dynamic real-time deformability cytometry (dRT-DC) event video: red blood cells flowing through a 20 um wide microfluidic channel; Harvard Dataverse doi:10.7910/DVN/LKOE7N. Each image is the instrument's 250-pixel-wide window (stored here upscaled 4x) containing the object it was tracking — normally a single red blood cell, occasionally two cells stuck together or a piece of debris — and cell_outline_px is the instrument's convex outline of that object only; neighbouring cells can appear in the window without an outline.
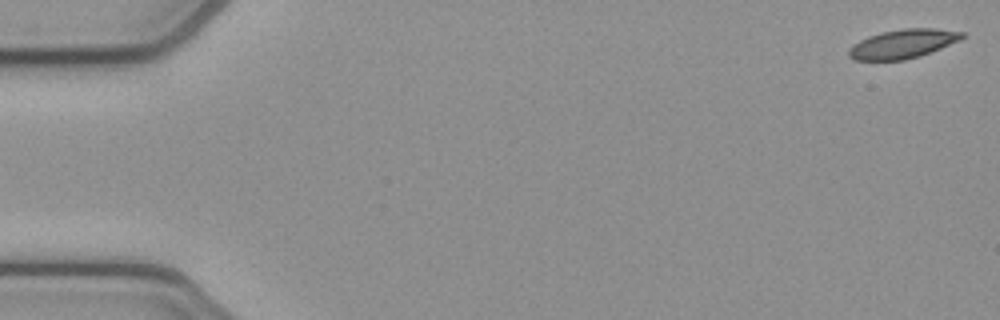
{"species": "common noctule bat (a hibernating species)", "species_latin": "Nyctalus noctula", "temperature_condition": "cold", "stored_images_in_passage": 4, "camera_frame_rate_fps": 3000, "um_per_image_px": 0.085, "animal": {"sex": "female", "body_mass_g": 21.9}, "frame": {"image": 1, "passage_image": 1, "time_ms": 0.0, "image_size_px": [1000, 320], "cell_outline_px": [[964, 36], [960, 40], [920, 56], [904, 60], [852, 60], [848, 56], [848, 48], [860, 40], [868, 36], [880, 32], [904, 28], [936, 28], [964, 32]], "centroid_in_image_um": [76.71, 3.72], "position_along_channel_um": 8.3, "area_um2": 19.19}}
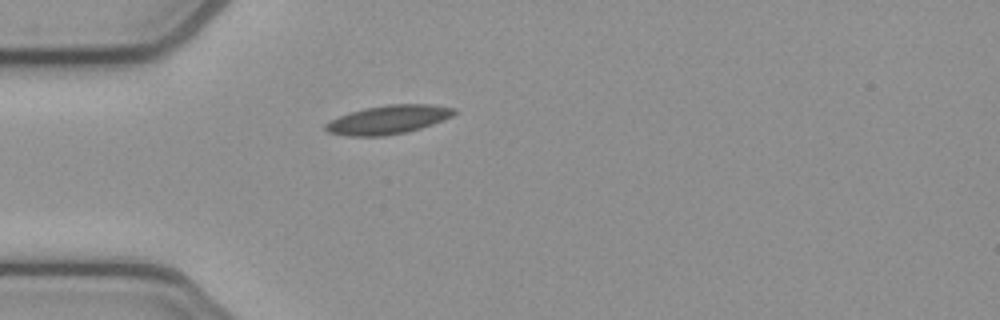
{"frame": {"image": 2, "passage_image": 4, "time_ms": 1.0, "image_size_px": [1000, 320], "cell_outline_px": [[456, 112], [452, 116], [444, 120], [408, 132], [384, 136], [348, 136], [328, 132], [324, 128], [324, 124], [348, 112], [364, 108], [388, 104], [432, 104], [456, 108]], "centroid_in_image_um": [33.01, 10.16], "position_along_channel_um": 52.0, "area_um2": 21.62}}